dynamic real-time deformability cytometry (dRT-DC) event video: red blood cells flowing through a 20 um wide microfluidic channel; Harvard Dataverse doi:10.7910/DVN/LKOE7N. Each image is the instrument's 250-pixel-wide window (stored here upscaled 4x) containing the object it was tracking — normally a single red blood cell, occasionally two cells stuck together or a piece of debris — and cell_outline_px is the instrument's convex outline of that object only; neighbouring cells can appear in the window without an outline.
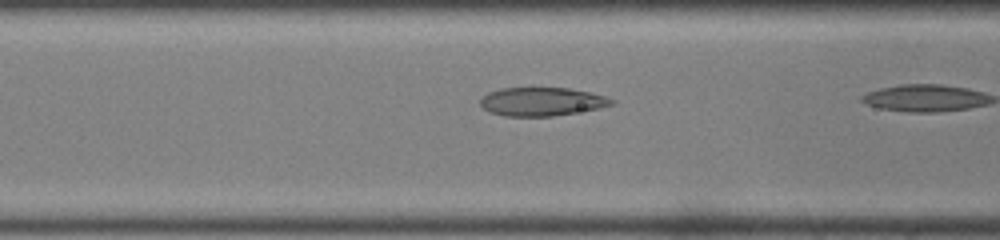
{"species": "common noctule bat (a hibernating species)", "species_latin": "Nyctalus noctula", "temperature_condition": "room temperature", "stored_images_in_passage": 8, "camera_frame_rate_fps": 3000, "um_per_image_px": 0.085, "animal": {"sex": "male", "body_mass_g": 19.0, "forearm_length_mm": 50.8}, "frame": {"image": 1, "passage_image": 6, "time_ms": 1.667, "image_size_px": [1000, 240], "cell_outline_px": [[616, 104], [600, 108], [552, 116], [504, 116], [492, 112], [484, 108], [480, 104], [480, 96], [488, 92], [500, 88], [568, 88], [608, 96], [616, 100]], "centroid_in_image_um": [46.08, 8.63], "position_along_channel_um": 120.5, "area_um2": 21.91}}